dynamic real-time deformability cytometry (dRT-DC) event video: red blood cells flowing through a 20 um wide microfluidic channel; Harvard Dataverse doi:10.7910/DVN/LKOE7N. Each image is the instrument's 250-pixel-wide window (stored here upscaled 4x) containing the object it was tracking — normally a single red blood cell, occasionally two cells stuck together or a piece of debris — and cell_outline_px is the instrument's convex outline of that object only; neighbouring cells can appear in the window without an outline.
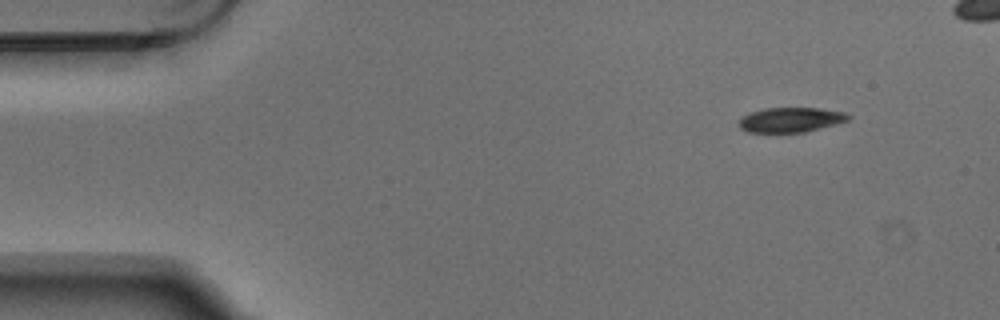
{"species": "Egyptian fruit bat (a non-hibernating species)", "species_latin": "Rousettus aegyptiacus", "temperature_condition": "warm", "stored_images_in_passage": 4, "camera_frame_rate_fps": 3000, "um_per_image_px": 0.085, "animal": {"sex": "male"}, "frame": {"image": 1, "passage_image": 1, "time_ms": 0.0, "image_size_px": [1000, 320], "cell_outline_px": [[852, 116], [848, 120], [836, 124], [804, 132], [748, 132], [740, 128], [740, 120], [744, 116], [752, 112], [764, 108], [820, 108], [844, 112]], "centroid_in_image_um": [67.25, 10.18], "position_along_channel_um": 17.8, "area_um2": 15.61}}